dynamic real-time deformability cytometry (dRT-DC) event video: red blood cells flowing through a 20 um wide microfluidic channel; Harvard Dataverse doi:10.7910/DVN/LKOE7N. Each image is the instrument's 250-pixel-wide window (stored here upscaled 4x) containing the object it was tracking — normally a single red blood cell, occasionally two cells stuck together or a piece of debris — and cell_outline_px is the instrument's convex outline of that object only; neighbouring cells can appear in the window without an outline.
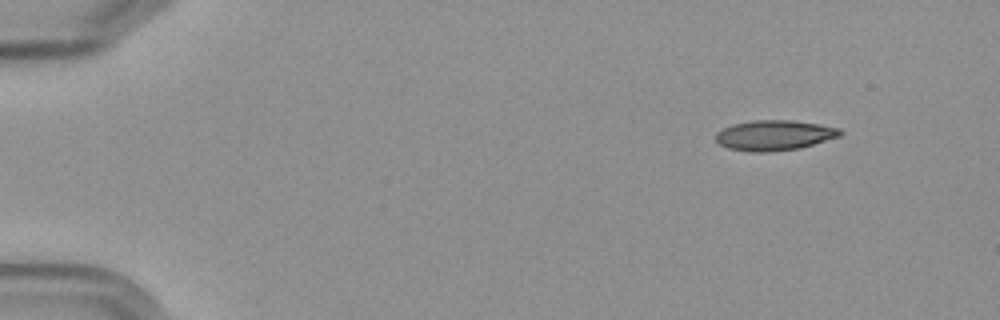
{"species": "Egyptian fruit bat (a non-hibernating species)", "species_latin": "Rousettus aegyptiacus", "temperature_condition": "cold", "stored_images_in_passage": 4, "camera_frame_rate_fps": 3000, "um_per_image_px": 0.085, "frame": {"image": 1, "passage_image": 1, "time_ms": 0.0, "image_size_px": [1000, 320], "cell_outline_px": [[844, 132], [840, 136], [800, 148], [768, 152], [752, 152], [728, 148], [720, 144], [716, 140], [716, 132], [732, 124], [752, 120], [792, 120], [820, 124], [840, 128]], "centroid_in_image_um": [65.83, 11.49], "position_along_channel_um": 19.2, "area_um2": 21.96}}
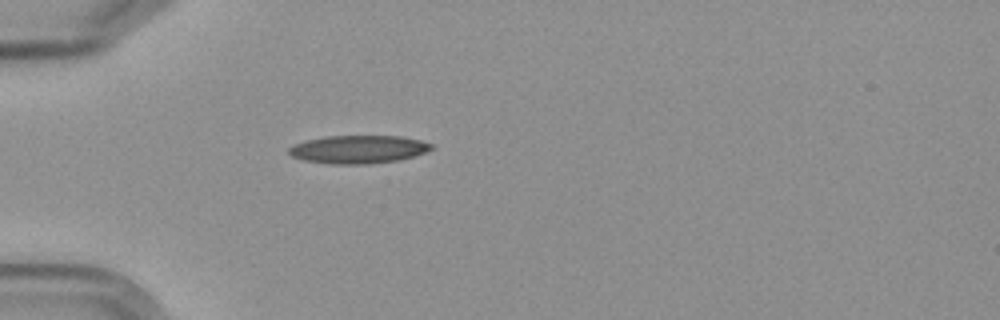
{"frame": {"image": 2, "passage_image": 4, "time_ms": 3.667, "image_size_px": [1000, 320], "cell_outline_px": [[436, 148], [400, 160], [368, 164], [328, 164], [304, 160], [292, 156], [288, 152], [288, 148], [304, 140], [324, 136], [400, 136], [420, 140], [436, 144]], "centroid_in_image_um": [30.48, 12.69], "position_along_channel_um": 54.5, "area_um2": 23.52}}